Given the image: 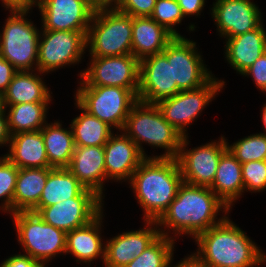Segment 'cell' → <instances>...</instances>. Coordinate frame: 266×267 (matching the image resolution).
Returning a JSON list of instances; mask_svg holds the SVG:
<instances>
[{
  "mask_svg": "<svg viewBox=\"0 0 266 267\" xmlns=\"http://www.w3.org/2000/svg\"><path fill=\"white\" fill-rule=\"evenodd\" d=\"M18 71L0 56V94L2 95Z\"/></svg>",
  "mask_w": 266,
  "mask_h": 267,
  "instance_id": "f35d334b",
  "label": "cell"
},
{
  "mask_svg": "<svg viewBox=\"0 0 266 267\" xmlns=\"http://www.w3.org/2000/svg\"><path fill=\"white\" fill-rule=\"evenodd\" d=\"M91 58L90 66L80 72V86H114L138 90L140 61L132 54Z\"/></svg>",
  "mask_w": 266,
  "mask_h": 267,
  "instance_id": "4fadbf2b",
  "label": "cell"
},
{
  "mask_svg": "<svg viewBox=\"0 0 266 267\" xmlns=\"http://www.w3.org/2000/svg\"><path fill=\"white\" fill-rule=\"evenodd\" d=\"M62 128L58 122L46 123L41 129L48 162L51 168H67L75 151L71 127Z\"/></svg>",
  "mask_w": 266,
  "mask_h": 267,
  "instance_id": "83f0119b",
  "label": "cell"
},
{
  "mask_svg": "<svg viewBox=\"0 0 266 267\" xmlns=\"http://www.w3.org/2000/svg\"><path fill=\"white\" fill-rule=\"evenodd\" d=\"M258 8L250 0H216L211 15L221 37L231 38L252 31L262 24Z\"/></svg>",
  "mask_w": 266,
  "mask_h": 267,
  "instance_id": "e0dca14e",
  "label": "cell"
},
{
  "mask_svg": "<svg viewBox=\"0 0 266 267\" xmlns=\"http://www.w3.org/2000/svg\"><path fill=\"white\" fill-rule=\"evenodd\" d=\"M157 0H119L117 10L132 17H150Z\"/></svg>",
  "mask_w": 266,
  "mask_h": 267,
  "instance_id": "8d00e7d4",
  "label": "cell"
},
{
  "mask_svg": "<svg viewBox=\"0 0 266 267\" xmlns=\"http://www.w3.org/2000/svg\"><path fill=\"white\" fill-rule=\"evenodd\" d=\"M102 199L93 190L84 188L76 197L49 207H35L31 212L67 233L94 220L103 211Z\"/></svg>",
  "mask_w": 266,
  "mask_h": 267,
  "instance_id": "30bf717a",
  "label": "cell"
},
{
  "mask_svg": "<svg viewBox=\"0 0 266 267\" xmlns=\"http://www.w3.org/2000/svg\"><path fill=\"white\" fill-rule=\"evenodd\" d=\"M177 2L181 7L184 18L190 15H200L205 5V0H177Z\"/></svg>",
  "mask_w": 266,
  "mask_h": 267,
  "instance_id": "60d3db41",
  "label": "cell"
},
{
  "mask_svg": "<svg viewBox=\"0 0 266 267\" xmlns=\"http://www.w3.org/2000/svg\"><path fill=\"white\" fill-rule=\"evenodd\" d=\"M50 102L22 103L18 105L3 106L8 108V130L10 135L22 132L41 130L47 123V110Z\"/></svg>",
  "mask_w": 266,
  "mask_h": 267,
  "instance_id": "f546056e",
  "label": "cell"
},
{
  "mask_svg": "<svg viewBox=\"0 0 266 267\" xmlns=\"http://www.w3.org/2000/svg\"><path fill=\"white\" fill-rule=\"evenodd\" d=\"M225 58L242 74L266 51V31L261 24L244 34L226 38Z\"/></svg>",
  "mask_w": 266,
  "mask_h": 267,
  "instance_id": "44dd1931",
  "label": "cell"
},
{
  "mask_svg": "<svg viewBox=\"0 0 266 267\" xmlns=\"http://www.w3.org/2000/svg\"><path fill=\"white\" fill-rule=\"evenodd\" d=\"M52 168H19L13 195V213L31 212L39 203Z\"/></svg>",
  "mask_w": 266,
  "mask_h": 267,
  "instance_id": "4316f807",
  "label": "cell"
},
{
  "mask_svg": "<svg viewBox=\"0 0 266 267\" xmlns=\"http://www.w3.org/2000/svg\"><path fill=\"white\" fill-rule=\"evenodd\" d=\"M179 91L173 82L172 41L161 53L144 57L139 62L138 101L158 104Z\"/></svg>",
  "mask_w": 266,
  "mask_h": 267,
  "instance_id": "9c48e42d",
  "label": "cell"
},
{
  "mask_svg": "<svg viewBox=\"0 0 266 267\" xmlns=\"http://www.w3.org/2000/svg\"><path fill=\"white\" fill-rule=\"evenodd\" d=\"M44 30L88 32L94 10L85 0H37Z\"/></svg>",
  "mask_w": 266,
  "mask_h": 267,
  "instance_id": "9a60e30c",
  "label": "cell"
},
{
  "mask_svg": "<svg viewBox=\"0 0 266 267\" xmlns=\"http://www.w3.org/2000/svg\"><path fill=\"white\" fill-rule=\"evenodd\" d=\"M145 224L144 229L118 234L104 243L105 267H125L135 257L141 255L160 235L169 234L166 229H160L156 221H146Z\"/></svg>",
  "mask_w": 266,
  "mask_h": 267,
  "instance_id": "ac0fdd59",
  "label": "cell"
},
{
  "mask_svg": "<svg viewBox=\"0 0 266 267\" xmlns=\"http://www.w3.org/2000/svg\"><path fill=\"white\" fill-rule=\"evenodd\" d=\"M174 240V237L160 235L125 267H169L173 260Z\"/></svg>",
  "mask_w": 266,
  "mask_h": 267,
  "instance_id": "1f68e13d",
  "label": "cell"
},
{
  "mask_svg": "<svg viewBox=\"0 0 266 267\" xmlns=\"http://www.w3.org/2000/svg\"><path fill=\"white\" fill-rule=\"evenodd\" d=\"M4 156L18 168H51L41 130L11 135Z\"/></svg>",
  "mask_w": 266,
  "mask_h": 267,
  "instance_id": "603a6c76",
  "label": "cell"
},
{
  "mask_svg": "<svg viewBox=\"0 0 266 267\" xmlns=\"http://www.w3.org/2000/svg\"><path fill=\"white\" fill-rule=\"evenodd\" d=\"M228 214L229 208L206 186L183 182L175 199L156 221L160 227L171 229L174 235H191L195 239L210 227L220 224L226 216L217 219V213Z\"/></svg>",
  "mask_w": 266,
  "mask_h": 267,
  "instance_id": "6da1fadb",
  "label": "cell"
},
{
  "mask_svg": "<svg viewBox=\"0 0 266 267\" xmlns=\"http://www.w3.org/2000/svg\"><path fill=\"white\" fill-rule=\"evenodd\" d=\"M67 169L85 188L103 197V182L106 181L104 146H75Z\"/></svg>",
  "mask_w": 266,
  "mask_h": 267,
  "instance_id": "ffe728a7",
  "label": "cell"
},
{
  "mask_svg": "<svg viewBox=\"0 0 266 267\" xmlns=\"http://www.w3.org/2000/svg\"><path fill=\"white\" fill-rule=\"evenodd\" d=\"M6 10H31L37 6V0H1Z\"/></svg>",
  "mask_w": 266,
  "mask_h": 267,
  "instance_id": "b9f144b4",
  "label": "cell"
},
{
  "mask_svg": "<svg viewBox=\"0 0 266 267\" xmlns=\"http://www.w3.org/2000/svg\"><path fill=\"white\" fill-rule=\"evenodd\" d=\"M43 32V33H42ZM39 37V74L79 63L87 49V32L42 30ZM42 34V37H41Z\"/></svg>",
  "mask_w": 266,
  "mask_h": 267,
  "instance_id": "8fae6325",
  "label": "cell"
},
{
  "mask_svg": "<svg viewBox=\"0 0 266 267\" xmlns=\"http://www.w3.org/2000/svg\"><path fill=\"white\" fill-rule=\"evenodd\" d=\"M227 148L241 163L249 161L266 160V135L253 134L238 140Z\"/></svg>",
  "mask_w": 266,
  "mask_h": 267,
  "instance_id": "d6a6232c",
  "label": "cell"
},
{
  "mask_svg": "<svg viewBox=\"0 0 266 267\" xmlns=\"http://www.w3.org/2000/svg\"><path fill=\"white\" fill-rule=\"evenodd\" d=\"M0 267H42L36 260L25 254H16L1 263Z\"/></svg>",
  "mask_w": 266,
  "mask_h": 267,
  "instance_id": "ab89813d",
  "label": "cell"
},
{
  "mask_svg": "<svg viewBox=\"0 0 266 267\" xmlns=\"http://www.w3.org/2000/svg\"><path fill=\"white\" fill-rule=\"evenodd\" d=\"M245 191L260 192L266 189V160L241 164Z\"/></svg>",
  "mask_w": 266,
  "mask_h": 267,
  "instance_id": "d590c367",
  "label": "cell"
},
{
  "mask_svg": "<svg viewBox=\"0 0 266 267\" xmlns=\"http://www.w3.org/2000/svg\"><path fill=\"white\" fill-rule=\"evenodd\" d=\"M86 3L95 11L116 9L119 0H85Z\"/></svg>",
  "mask_w": 266,
  "mask_h": 267,
  "instance_id": "7bdbcfd3",
  "label": "cell"
},
{
  "mask_svg": "<svg viewBox=\"0 0 266 267\" xmlns=\"http://www.w3.org/2000/svg\"><path fill=\"white\" fill-rule=\"evenodd\" d=\"M10 215L25 255L36 260L42 267L56 254L66 252L65 231L46 223L34 212H16Z\"/></svg>",
  "mask_w": 266,
  "mask_h": 267,
  "instance_id": "52a82bcc",
  "label": "cell"
},
{
  "mask_svg": "<svg viewBox=\"0 0 266 267\" xmlns=\"http://www.w3.org/2000/svg\"><path fill=\"white\" fill-rule=\"evenodd\" d=\"M241 75L252 77L257 88L266 92V51Z\"/></svg>",
  "mask_w": 266,
  "mask_h": 267,
  "instance_id": "74e56055",
  "label": "cell"
},
{
  "mask_svg": "<svg viewBox=\"0 0 266 267\" xmlns=\"http://www.w3.org/2000/svg\"><path fill=\"white\" fill-rule=\"evenodd\" d=\"M122 131L145 154L142 143L165 149L160 156L176 158L179 153L183 136L165 118L156 104L138 101L131 109Z\"/></svg>",
  "mask_w": 266,
  "mask_h": 267,
  "instance_id": "277c9868",
  "label": "cell"
},
{
  "mask_svg": "<svg viewBox=\"0 0 266 267\" xmlns=\"http://www.w3.org/2000/svg\"><path fill=\"white\" fill-rule=\"evenodd\" d=\"M112 134L104 145L106 180L130 181L132 174L146 158L124 133Z\"/></svg>",
  "mask_w": 266,
  "mask_h": 267,
  "instance_id": "d6986e66",
  "label": "cell"
},
{
  "mask_svg": "<svg viewBox=\"0 0 266 267\" xmlns=\"http://www.w3.org/2000/svg\"><path fill=\"white\" fill-rule=\"evenodd\" d=\"M172 265L170 264L169 267ZM174 267H204L192 254L188 255V257L178 262V264L173 265ZM172 266V267H173Z\"/></svg>",
  "mask_w": 266,
  "mask_h": 267,
  "instance_id": "f6af8a7d",
  "label": "cell"
},
{
  "mask_svg": "<svg viewBox=\"0 0 266 267\" xmlns=\"http://www.w3.org/2000/svg\"><path fill=\"white\" fill-rule=\"evenodd\" d=\"M103 212H101L89 224L66 233V254L71 253L77 258L76 262L91 263L101 257L105 258V246L101 240V223Z\"/></svg>",
  "mask_w": 266,
  "mask_h": 267,
  "instance_id": "cb8c5ba5",
  "label": "cell"
},
{
  "mask_svg": "<svg viewBox=\"0 0 266 267\" xmlns=\"http://www.w3.org/2000/svg\"><path fill=\"white\" fill-rule=\"evenodd\" d=\"M35 71H18L2 94L3 106L22 103L49 102L51 94Z\"/></svg>",
  "mask_w": 266,
  "mask_h": 267,
  "instance_id": "484cf974",
  "label": "cell"
},
{
  "mask_svg": "<svg viewBox=\"0 0 266 267\" xmlns=\"http://www.w3.org/2000/svg\"><path fill=\"white\" fill-rule=\"evenodd\" d=\"M174 38L151 17H132V55L139 61L161 53Z\"/></svg>",
  "mask_w": 266,
  "mask_h": 267,
  "instance_id": "7402d4cb",
  "label": "cell"
},
{
  "mask_svg": "<svg viewBox=\"0 0 266 267\" xmlns=\"http://www.w3.org/2000/svg\"><path fill=\"white\" fill-rule=\"evenodd\" d=\"M262 122H263V126L266 132V104L264 105L263 109H262ZM266 135V133H265Z\"/></svg>",
  "mask_w": 266,
  "mask_h": 267,
  "instance_id": "bcb514c9",
  "label": "cell"
},
{
  "mask_svg": "<svg viewBox=\"0 0 266 267\" xmlns=\"http://www.w3.org/2000/svg\"><path fill=\"white\" fill-rule=\"evenodd\" d=\"M86 36L91 57L132 54V16L117 9L95 11Z\"/></svg>",
  "mask_w": 266,
  "mask_h": 267,
  "instance_id": "5b68a950",
  "label": "cell"
},
{
  "mask_svg": "<svg viewBox=\"0 0 266 267\" xmlns=\"http://www.w3.org/2000/svg\"><path fill=\"white\" fill-rule=\"evenodd\" d=\"M188 136L183 137L176 160L178 162L183 182L191 185L210 187L213 183L221 155L229 144L221 136V140L203 144L200 147L186 149ZM217 142V143H216Z\"/></svg>",
  "mask_w": 266,
  "mask_h": 267,
  "instance_id": "5bb4252c",
  "label": "cell"
},
{
  "mask_svg": "<svg viewBox=\"0 0 266 267\" xmlns=\"http://www.w3.org/2000/svg\"><path fill=\"white\" fill-rule=\"evenodd\" d=\"M225 82L214 76L202 87L194 90L180 91L171 98L161 100L156 104L164 115V118L185 137V129L204 110L206 105L220 93ZM186 126V127H185Z\"/></svg>",
  "mask_w": 266,
  "mask_h": 267,
  "instance_id": "7c38bea8",
  "label": "cell"
},
{
  "mask_svg": "<svg viewBox=\"0 0 266 267\" xmlns=\"http://www.w3.org/2000/svg\"><path fill=\"white\" fill-rule=\"evenodd\" d=\"M84 188L67 168H52L36 207H49L76 197Z\"/></svg>",
  "mask_w": 266,
  "mask_h": 267,
  "instance_id": "f1b7e54d",
  "label": "cell"
},
{
  "mask_svg": "<svg viewBox=\"0 0 266 267\" xmlns=\"http://www.w3.org/2000/svg\"><path fill=\"white\" fill-rule=\"evenodd\" d=\"M10 12L0 33V56L17 71H36L40 31L25 17L29 10Z\"/></svg>",
  "mask_w": 266,
  "mask_h": 267,
  "instance_id": "8992f818",
  "label": "cell"
},
{
  "mask_svg": "<svg viewBox=\"0 0 266 267\" xmlns=\"http://www.w3.org/2000/svg\"><path fill=\"white\" fill-rule=\"evenodd\" d=\"M196 49V42L183 36L172 40L173 82L179 91L202 87L213 77Z\"/></svg>",
  "mask_w": 266,
  "mask_h": 267,
  "instance_id": "2e32d148",
  "label": "cell"
},
{
  "mask_svg": "<svg viewBox=\"0 0 266 267\" xmlns=\"http://www.w3.org/2000/svg\"><path fill=\"white\" fill-rule=\"evenodd\" d=\"M150 17L158 24L165 27L175 37H181L174 28V26L180 24L184 18L177 0H157L154 11Z\"/></svg>",
  "mask_w": 266,
  "mask_h": 267,
  "instance_id": "e575fe53",
  "label": "cell"
},
{
  "mask_svg": "<svg viewBox=\"0 0 266 267\" xmlns=\"http://www.w3.org/2000/svg\"><path fill=\"white\" fill-rule=\"evenodd\" d=\"M209 188L229 210L233 202H236L245 191L241 163L229 149L221 155L213 183Z\"/></svg>",
  "mask_w": 266,
  "mask_h": 267,
  "instance_id": "d4e9b609",
  "label": "cell"
},
{
  "mask_svg": "<svg viewBox=\"0 0 266 267\" xmlns=\"http://www.w3.org/2000/svg\"><path fill=\"white\" fill-rule=\"evenodd\" d=\"M144 221H157L175 199L183 178L176 158L146 157L130 181Z\"/></svg>",
  "mask_w": 266,
  "mask_h": 267,
  "instance_id": "3957f363",
  "label": "cell"
},
{
  "mask_svg": "<svg viewBox=\"0 0 266 267\" xmlns=\"http://www.w3.org/2000/svg\"><path fill=\"white\" fill-rule=\"evenodd\" d=\"M18 172L19 168L15 164L5 156L0 157V198H4L0 207L5 213L13 214V195Z\"/></svg>",
  "mask_w": 266,
  "mask_h": 267,
  "instance_id": "836d02e7",
  "label": "cell"
},
{
  "mask_svg": "<svg viewBox=\"0 0 266 267\" xmlns=\"http://www.w3.org/2000/svg\"><path fill=\"white\" fill-rule=\"evenodd\" d=\"M75 104L82 111L70 124L75 146H104L113 134V128L89 114L77 102Z\"/></svg>",
  "mask_w": 266,
  "mask_h": 267,
  "instance_id": "4dcf8cb0",
  "label": "cell"
},
{
  "mask_svg": "<svg viewBox=\"0 0 266 267\" xmlns=\"http://www.w3.org/2000/svg\"><path fill=\"white\" fill-rule=\"evenodd\" d=\"M195 242L198 250L192 255L204 267H254L266 262V254L228 217L200 233Z\"/></svg>",
  "mask_w": 266,
  "mask_h": 267,
  "instance_id": "7a4b0ae2",
  "label": "cell"
},
{
  "mask_svg": "<svg viewBox=\"0 0 266 267\" xmlns=\"http://www.w3.org/2000/svg\"><path fill=\"white\" fill-rule=\"evenodd\" d=\"M10 138H11V135L8 130L6 110L3 108L0 111V146L9 144Z\"/></svg>",
  "mask_w": 266,
  "mask_h": 267,
  "instance_id": "ee69618b",
  "label": "cell"
},
{
  "mask_svg": "<svg viewBox=\"0 0 266 267\" xmlns=\"http://www.w3.org/2000/svg\"><path fill=\"white\" fill-rule=\"evenodd\" d=\"M3 109L2 95L0 94V111Z\"/></svg>",
  "mask_w": 266,
  "mask_h": 267,
  "instance_id": "7dc6e473",
  "label": "cell"
},
{
  "mask_svg": "<svg viewBox=\"0 0 266 267\" xmlns=\"http://www.w3.org/2000/svg\"><path fill=\"white\" fill-rule=\"evenodd\" d=\"M75 101L89 114L122 131L138 90L114 86H80Z\"/></svg>",
  "mask_w": 266,
  "mask_h": 267,
  "instance_id": "ba28073f",
  "label": "cell"
}]
</instances>
